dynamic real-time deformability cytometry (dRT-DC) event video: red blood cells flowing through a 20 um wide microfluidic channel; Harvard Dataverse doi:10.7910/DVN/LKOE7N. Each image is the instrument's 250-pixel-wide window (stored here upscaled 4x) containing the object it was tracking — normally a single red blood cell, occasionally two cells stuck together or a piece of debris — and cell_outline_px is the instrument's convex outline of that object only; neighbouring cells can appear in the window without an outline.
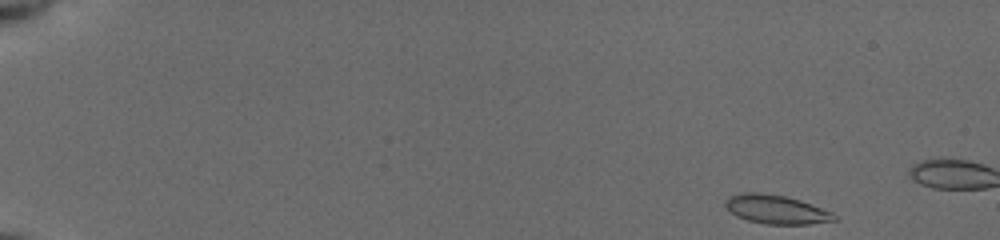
{"species": "common noctule bat (a hibernating species)", "species_latin": "Nyctalus noctula", "temperature_condition": "cold", "stored_images_in_passage": 14, "camera_frame_rate_fps": 3000, "um_per_image_px": 0.085, "animal": {"sex": "female", "body_mass_g": 19.5, "forearm_length_mm": 54.1}, "frame": {"image": 1, "passage_image": 1, "time_ms": 0.0, "image_size_px": [1000, 240], "cell_outline_px": [[836, 220], [808, 224], [764, 224], [748, 220], [736, 216], [724, 204], [724, 200], [728, 196], [744, 192], [756, 192], [784, 196], [800, 200], [832, 212], [836, 216]], "centroid_in_image_um": [65.95, 17.8], "position_along_channel_um": 19.1, "area_um2": 18.15}}